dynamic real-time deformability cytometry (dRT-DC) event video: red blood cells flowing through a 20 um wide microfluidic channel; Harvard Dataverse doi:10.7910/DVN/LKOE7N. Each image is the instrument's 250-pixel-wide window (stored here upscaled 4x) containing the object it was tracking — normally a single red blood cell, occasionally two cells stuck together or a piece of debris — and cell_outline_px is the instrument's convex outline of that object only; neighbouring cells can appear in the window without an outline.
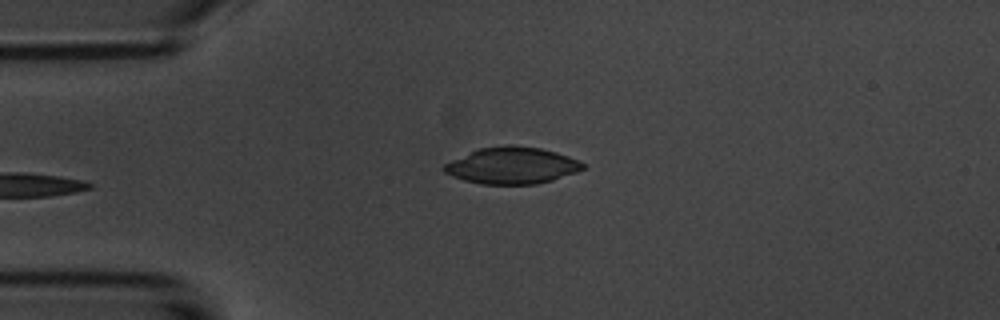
{"species": "common noctule bat (a hibernating species)", "species_latin": "Nyctalus noctula", "temperature_condition": "room temperature", "stored_images_in_passage": 4, "camera_frame_rate_fps": 3000, "um_per_image_px": 0.085, "animal": {"sex": "male", "body_mass_g": 20.1, "forearm_length_mm": 53.5}, "frame": {"image": 1, "passage_image": 4, "time_ms": 3.667, "image_size_px": [1000, 320], "cell_outline_px": [[584, 168], [576, 172], [552, 180], [536, 184], [480, 184], [464, 180], [452, 176], [444, 172], [440, 168], [444, 164], [476, 148], [508, 144], [512, 144], [540, 148], [556, 152], [580, 160], [584, 164]], "centroid_in_image_um": [43.48, 14.06], "position_along_channel_um": 41.5, "area_um2": 29.88}}